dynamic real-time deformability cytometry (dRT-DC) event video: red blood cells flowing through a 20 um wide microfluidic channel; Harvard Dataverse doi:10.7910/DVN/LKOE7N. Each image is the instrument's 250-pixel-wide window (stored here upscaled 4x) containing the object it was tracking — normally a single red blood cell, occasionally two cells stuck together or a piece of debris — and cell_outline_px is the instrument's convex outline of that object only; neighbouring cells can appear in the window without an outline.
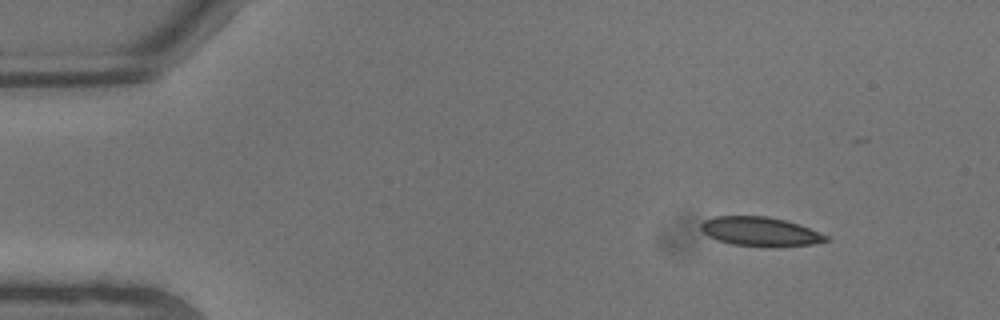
{"species": "common noctule bat (a hibernating species)", "species_latin": "Nyctalus noctula", "temperature_condition": "warm", "stored_images_in_passage": 4, "camera_frame_rate_fps": 3000, "um_per_image_px": 0.085, "animal": {"sex": "male", "body_mass_g": 13.3}, "frame": {"image": 1, "passage_image": 1, "time_ms": 0.0, "image_size_px": [1000, 320], "cell_outline_px": [[828, 240], [812, 244], [776, 248], [764, 248], [732, 244], [716, 240], [708, 236], [700, 228], [700, 224], [704, 220], [716, 216], [768, 216], [788, 220], [800, 224], [828, 236]], "centroid_in_image_um": [64.62, 19.7], "position_along_channel_um": 20.4, "area_um2": 21.73}}